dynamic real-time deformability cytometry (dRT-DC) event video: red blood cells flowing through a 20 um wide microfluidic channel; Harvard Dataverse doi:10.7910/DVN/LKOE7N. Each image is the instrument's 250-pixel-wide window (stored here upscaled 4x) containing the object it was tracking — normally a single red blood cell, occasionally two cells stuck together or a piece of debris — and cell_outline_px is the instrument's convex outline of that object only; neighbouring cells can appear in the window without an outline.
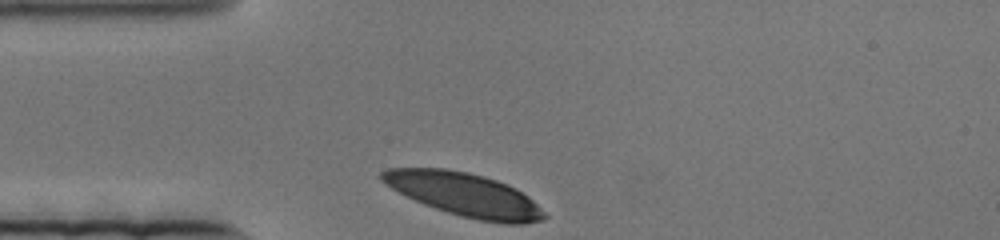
{"species": "human", "species_latin": "Homo sapiens", "temperature_condition": "cold", "stored_images_in_passage": 46, "camera_frame_rate_fps": 3000, "um_per_image_px": 0.085, "donor": {"sex": "female"}, "frame": {"image": 1, "passage_image": 1, "time_ms": 0.0, "image_size_px": [1000, 240], "cell_outline_px": [[548, 216], [544, 220], [524, 224], [504, 224], [480, 220], [460, 216], [424, 204], [392, 188], [380, 180], [380, 172], [388, 168], [444, 168], [468, 172], [484, 176], [508, 184], [516, 188], [528, 196]], "centroid_in_image_um": [39.51, 16.54], "position_along_channel_um": 45.5, "area_um2": 40.86}}
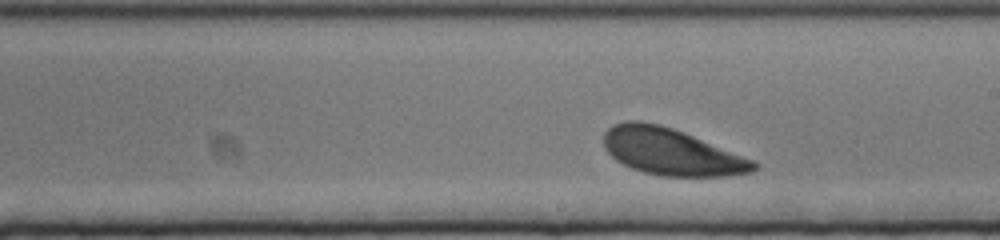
{"frame": {"image": 2, "passage_image": 27, "time_ms": 8.667, "image_size_px": [1000, 240], "cell_outline_px": [[760, 164], [752, 172], [728, 176], [660, 176], [644, 172], [632, 168], [616, 160], [604, 148], [604, 132], [612, 124], [624, 120], [640, 120], [660, 124], [672, 128], [752, 160]], "centroid_in_image_um": [57.0, 12.89], "position_along_channel_um": 232.0, "area_um2": 40.52}}
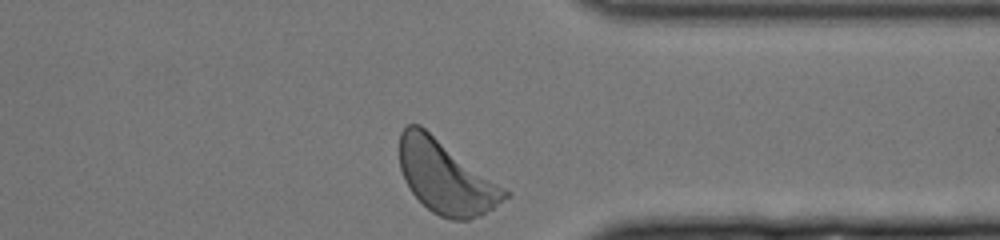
{"frame": {"image": 3, "passage_image": 46, "time_ms": 15.0, "image_size_px": [1000, 240], "cell_outline_px": [[512, 192], [508, 196], [492, 208], [480, 216], [468, 220], [452, 220], [440, 216], [432, 212], [412, 192], [404, 180], [400, 168], [400, 132], [408, 124], [420, 124]], "centroid_in_image_um": [37.9, 15.04], "position_along_channel_um": 373.5, "area_um2": 44.74}}